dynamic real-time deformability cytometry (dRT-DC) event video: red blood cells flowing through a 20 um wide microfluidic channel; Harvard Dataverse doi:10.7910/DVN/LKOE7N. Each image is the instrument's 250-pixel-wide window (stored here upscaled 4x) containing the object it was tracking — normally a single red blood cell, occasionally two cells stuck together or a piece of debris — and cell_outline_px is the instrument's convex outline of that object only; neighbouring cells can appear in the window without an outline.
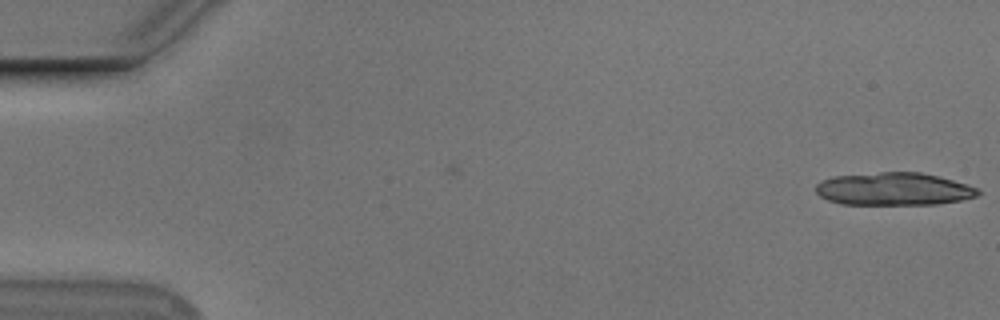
{"species": "Egyptian fruit bat (a non-hibernating species)", "species_latin": "Rousettus aegyptiacus", "temperature_condition": "cold", "stored_images_in_passage": 4, "camera_frame_rate_fps": 3000, "um_per_image_px": 0.085, "animal": {"sex": "male"}, "frame": {"image": 1, "passage_image": 4, "time_ms": 1.0, "image_size_px": [1000, 320], "cell_outline_px": [[980, 192], [976, 196], [960, 200], [936, 204], [840, 204], [828, 200], [820, 196], [816, 192], [816, 184], [820, 180], [832, 176], [880, 172], [920, 172], [952, 180], [980, 188]], "centroid_in_image_um": [75.93, 16.06], "position_along_channel_um": 9.1, "area_um2": 30.92}}